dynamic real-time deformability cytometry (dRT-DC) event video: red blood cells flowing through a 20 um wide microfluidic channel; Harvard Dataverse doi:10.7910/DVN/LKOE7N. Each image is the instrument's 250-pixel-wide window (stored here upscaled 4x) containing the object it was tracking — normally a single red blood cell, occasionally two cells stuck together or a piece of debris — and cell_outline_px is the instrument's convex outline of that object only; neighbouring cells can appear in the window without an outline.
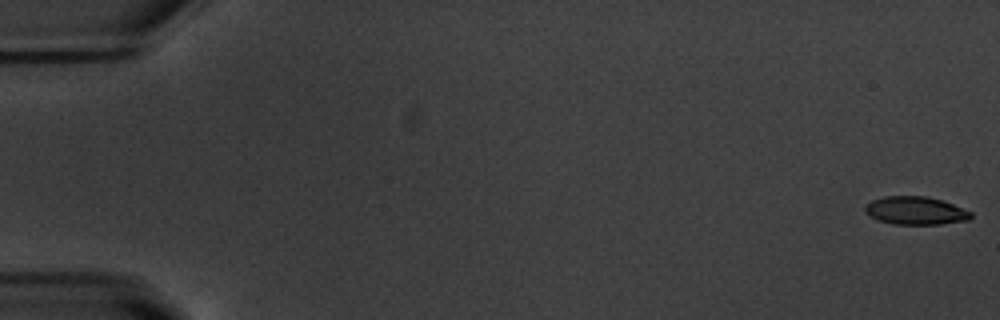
{"species": "common noctule bat (a hibernating species)", "species_latin": "Nyctalus noctula", "temperature_condition": "warm", "stored_images_in_passage": 55, "camera_frame_rate_fps": 3000, "um_per_image_px": 0.085, "animal": {"sex": "male", "body_mass_g": 20.1, "forearm_length_mm": 53.5}, "frame": {"image": 1, "passage_image": 1, "time_ms": 0.0, "image_size_px": [1000, 320], "cell_outline_px": [[972, 216], [968, 220], [940, 224], [892, 224], [880, 220], [864, 212], [864, 208], [872, 200], [884, 196], [924, 196], [944, 200], [972, 212]], "centroid_in_image_um": [77.85, 17.9], "position_along_channel_um": 7.2, "area_um2": 17.22}}
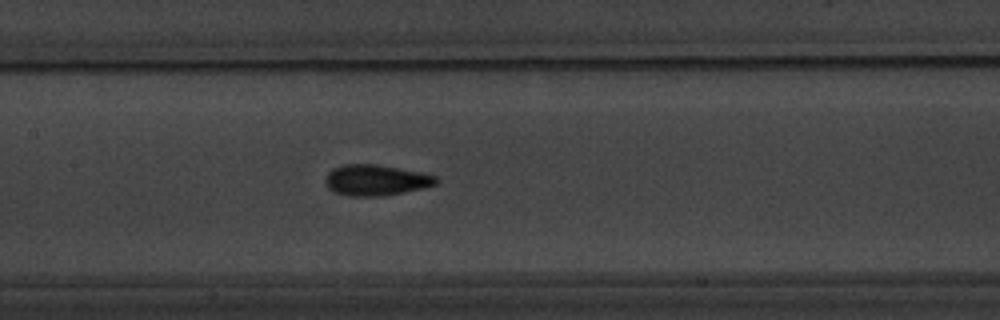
{"frame": {"image": 2, "passage_image": 27, "time_ms": 8.667, "image_size_px": [1000, 320], "cell_outline_px": [[440, 180], [436, 184], [424, 188], [384, 196], [348, 196], [332, 192], [328, 188], [324, 180], [328, 172], [332, 168], [344, 164], [376, 164], [424, 172], [436, 176]], "centroid_in_image_um": [31.95, 15.31], "position_along_channel_um": 175.4, "area_um2": 20.29}}
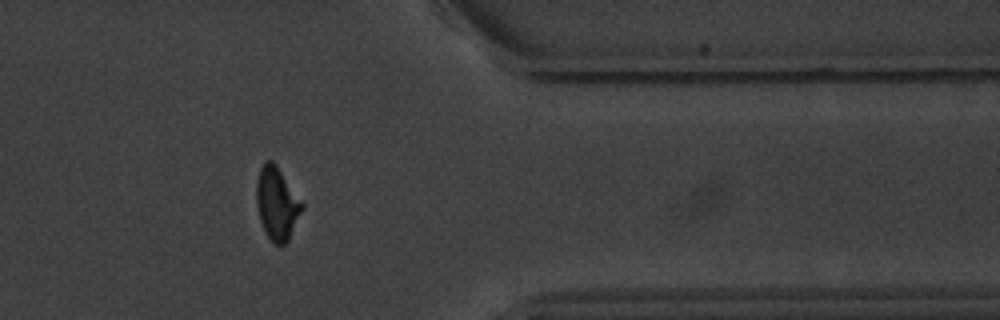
{"frame": {"image": 3, "passage_image": 45, "time_ms": 14.667, "image_size_px": [1000, 320], "cell_outline_px": [[304, 208], [288, 240], [284, 244], [276, 244], [268, 236], [260, 220], [256, 204], [256, 180], [260, 168], [268, 160], [272, 160], [276, 164], [304, 204]], "centroid_in_image_um": [23.54, 17.27], "position_along_channel_um": 387.9, "area_um2": 19.13}, "authors_computed_cell_mechanics": {"area_um2": 18.5538, "velocity_mm_per_s": 3.7757, "shape_relaxation_time_tau1_ms": 4.5943, "shape_relaxation_time_tau2_ms": 1.7127, "deformation_change_tau1": 0.1816, "deformation_change_tau2": 0.0865}}